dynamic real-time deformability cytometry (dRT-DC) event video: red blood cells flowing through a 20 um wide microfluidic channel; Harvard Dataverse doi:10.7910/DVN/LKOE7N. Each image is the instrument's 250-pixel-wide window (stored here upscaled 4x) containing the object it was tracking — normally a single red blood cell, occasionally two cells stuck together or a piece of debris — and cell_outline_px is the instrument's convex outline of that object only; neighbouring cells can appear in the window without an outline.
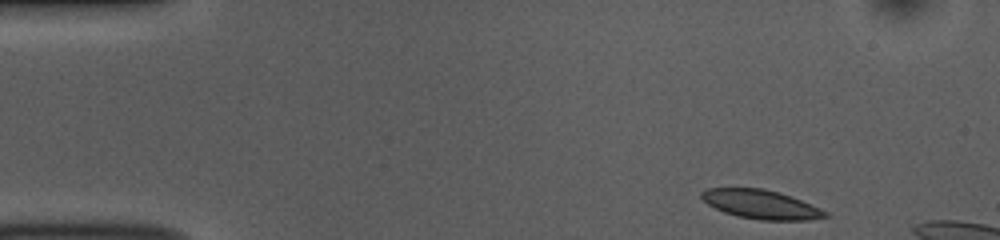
{"species": "common noctule bat (a hibernating species)", "species_latin": "Nyctalus noctula", "temperature_condition": "room temperature", "stored_images_in_passage": 43, "camera_frame_rate_fps": 3000, "um_per_image_px": 0.085, "animal": {"sex": "female", "body_mass_g": 10.0, "forearm_length_mm": 53.1}, "frame": {"image": 1, "passage_image": 1, "time_ms": 0.0, "image_size_px": [1000, 240], "cell_outline_px": [[832, 216], [808, 220], [760, 220], [736, 216], [724, 212], [708, 204], [700, 196], [700, 192], [708, 188], [764, 188], [792, 196], [828, 212]], "centroid_in_image_um": [64.7, 17.37], "position_along_channel_um": 20.3, "area_um2": 20.92}}
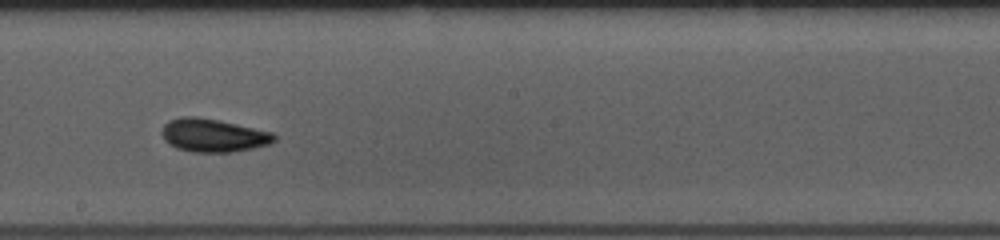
{"frame": {"image": 2, "passage_image": 24, "time_ms": 7.667, "image_size_px": [1000, 240], "cell_outline_px": [[276, 140], [268, 144], [252, 148], [232, 152], [192, 152], [176, 148], [168, 144], [164, 140], [160, 132], [164, 124], [168, 120], [180, 116], [196, 116], [220, 120], [272, 132], [276, 136]], "centroid_in_image_um": [18.07, 11.49], "position_along_channel_um": 230.1, "area_um2": 21.96}}
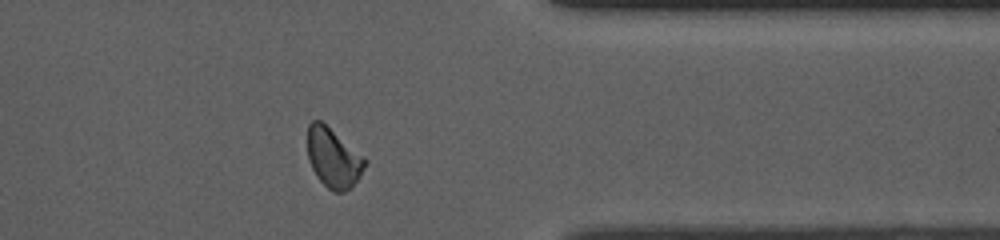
{"frame": {"image": 3, "passage_image": 37, "time_ms": 12.0, "image_size_px": [1000, 240], "cell_outline_px": [[368, 164], [360, 176], [344, 192], [332, 192], [316, 176], [308, 160], [308, 124], [312, 120], [320, 120], [368, 160]], "centroid_in_image_um": [28.33, 13.43], "position_along_channel_um": 383.1, "area_um2": 19.71}}